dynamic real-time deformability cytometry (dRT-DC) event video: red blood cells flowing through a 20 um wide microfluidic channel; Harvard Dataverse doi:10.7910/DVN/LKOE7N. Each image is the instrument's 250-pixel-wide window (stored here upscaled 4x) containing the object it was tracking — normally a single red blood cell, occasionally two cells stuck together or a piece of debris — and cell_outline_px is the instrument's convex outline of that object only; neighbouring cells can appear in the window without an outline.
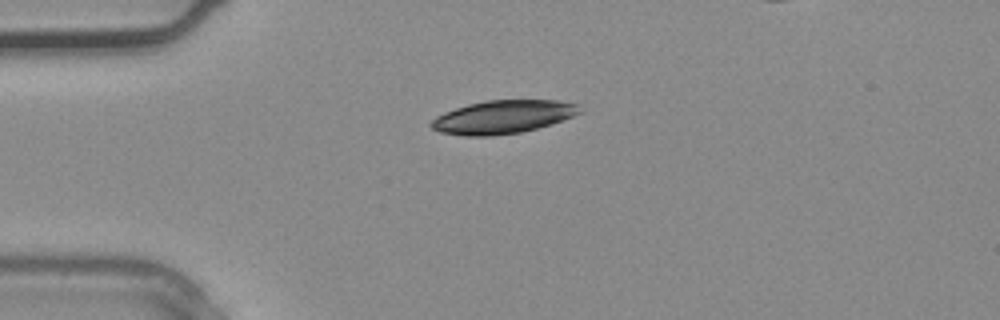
{"species": "common noctule bat (a hibernating species)", "species_latin": "Nyctalus noctula", "temperature_condition": "warm", "stored_images_in_passage": 2, "camera_frame_rate_fps": 3000, "um_per_image_px": 0.085, "animal": {"sex": "male", "body_mass_g": 20.4}, "frame": {"image": 1, "passage_image": 1, "time_ms": 0.0, "image_size_px": [1000, 320], "cell_outline_px": [[584, 112], [552, 124], [520, 132], [492, 136], [464, 136], [440, 132], [432, 128], [428, 124], [436, 116], [444, 112], [468, 104], [484, 100], [560, 100], [580, 104]], "centroid_in_image_um": [42.78, 9.93], "position_along_channel_um": 42.2, "area_um2": 29.07}}
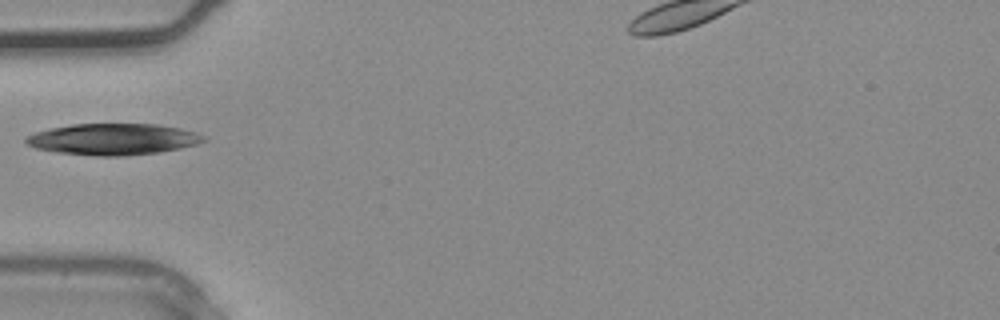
{"frame": {"image": 2, "passage_image": 2, "time_ms": 0.333, "image_size_px": [1000, 320], "cell_outline_px": [[208, 140], [196, 144], [180, 148], [160, 152], [124, 156], [96, 156], [56, 152], [36, 148], [28, 144], [24, 140], [24, 136], [36, 132], [52, 128], [72, 124], [156, 124], [180, 128], [196, 132], [208, 136]], "centroid_in_image_um": [9.65, 11.83], "position_along_channel_um": 75.4, "area_um2": 32.6}}